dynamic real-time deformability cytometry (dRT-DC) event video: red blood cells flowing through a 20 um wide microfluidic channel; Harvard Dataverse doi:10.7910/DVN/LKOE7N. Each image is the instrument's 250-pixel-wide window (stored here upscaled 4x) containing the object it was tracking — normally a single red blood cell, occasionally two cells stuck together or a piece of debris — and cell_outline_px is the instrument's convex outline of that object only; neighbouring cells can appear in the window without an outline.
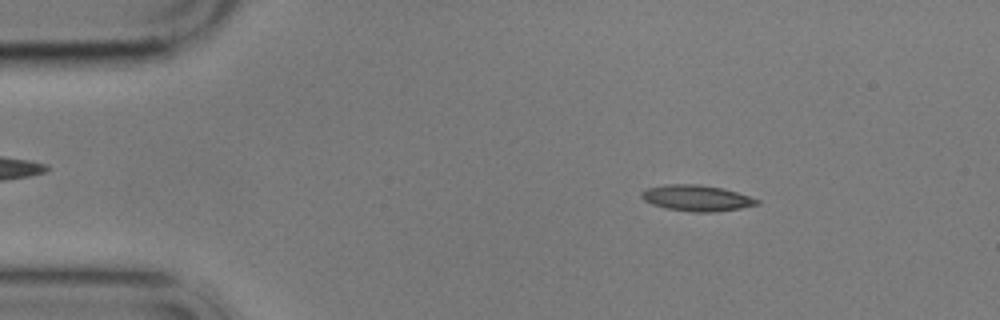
{"species": "common noctule bat (a hibernating species)", "species_latin": "Nyctalus noctula", "temperature_condition": "cold", "stored_images_in_passage": 4, "camera_frame_rate_fps": 3000, "um_per_image_px": 0.085, "animal": {"sex": "male", "body_mass_g": 17.9}, "frame": {"image": 1, "passage_image": 2, "time_ms": 1.0, "image_size_px": [1000, 320], "cell_outline_px": [[760, 204], [740, 208], [716, 212], [692, 212], [668, 208], [652, 204], [644, 200], [640, 196], [640, 192], [644, 188], [664, 184], [696, 184], [724, 188], [760, 200]], "centroid_in_image_um": [59.18, 16.82], "position_along_channel_um": 25.8, "area_um2": 17.57}}